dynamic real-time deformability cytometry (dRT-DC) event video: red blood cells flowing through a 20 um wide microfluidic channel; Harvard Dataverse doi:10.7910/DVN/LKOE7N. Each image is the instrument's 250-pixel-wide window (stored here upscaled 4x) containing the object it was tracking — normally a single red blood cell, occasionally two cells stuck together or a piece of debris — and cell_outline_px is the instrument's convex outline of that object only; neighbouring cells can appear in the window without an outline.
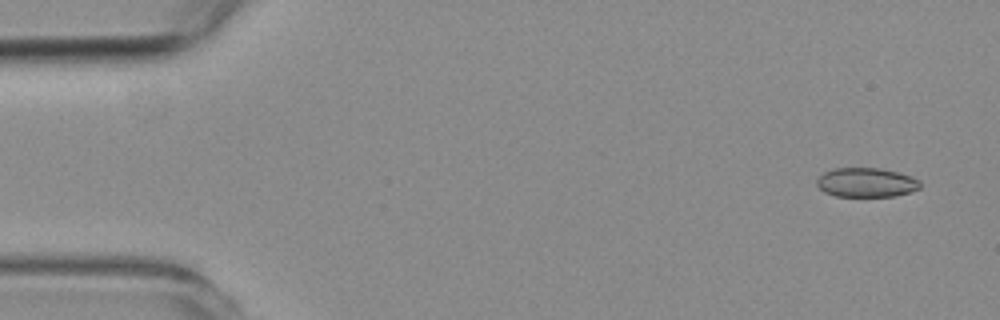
{"species": "common noctule bat (a hibernating species)", "species_latin": "Nyctalus noctula", "temperature_condition": "room temperature", "stored_images_in_passage": 55, "camera_frame_rate_fps": 3000, "um_per_image_px": 0.085, "animal": {"sex": "female", "body_mass_g": 19.3, "forearm_length_mm": 54.1}, "frame": {"image": 1, "passage_image": 1, "time_ms": 0.0, "image_size_px": [1000, 320], "cell_outline_px": [[920, 188], [896, 196], [836, 196], [824, 192], [816, 184], [816, 180], [824, 172], [836, 168], [880, 168], [896, 172], [920, 180]], "centroid_in_image_um": [73.61, 15.51], "position_along_channel_um": 11.4, "area_um2": 17.46}}
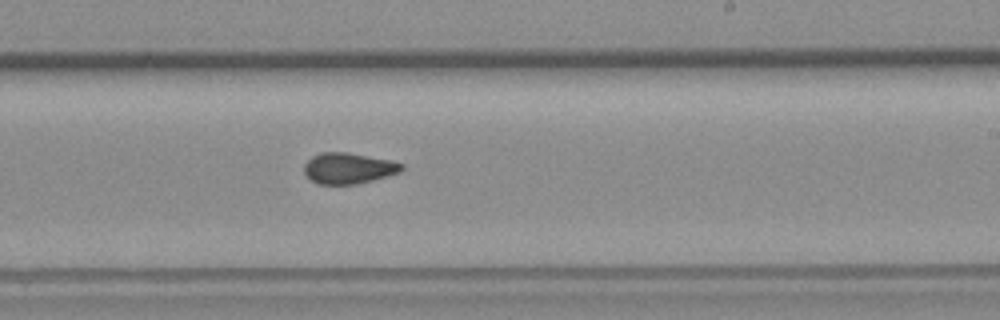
{"frame": {"image": 2, "passage_image": 32, "time_ms": 10.333, "image_size_px": [1000, 320], "cell_outline_px": [[404, 168], [400, 172], [388, 176], [356, 184], [316, 184], [304, 172], [304, 164], [312, 156], [320, 152], [348, 152], [392, 160], [404, 164]], "centroid_in_image_um": [29.64, 14.29], "position_along_channel_um": 259.4, "area_um2": 17.69}}
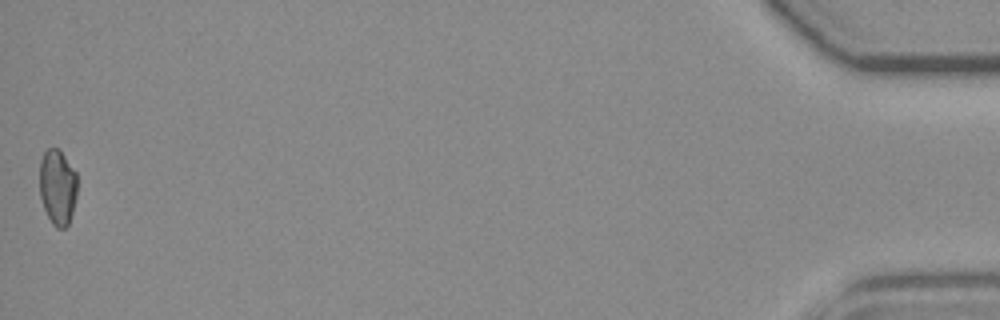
{"frame": {"image": 3, "passage_image": 55, "time_ms": 18.0, "image_size_px": [1000, 320], "cell_outline_px": [[76, 196], [72, 212], [68, 224], [64, 228], [56, 228], [52, 224], [44, 208], [40, 196], [40, 160], [44, 152], [48, 148], [56, 148], [64, 156], [76, 172]], "centroid_in_image_um": [4.88, 15.91], "position_along_channel_um": 430.3, "area_um2": 16.36}, "authors_computed_cell_mechanics": {"area_um2": 17.8024, "velocity_mm_per_s": 3.5936, "shape_relaxation_time_tau1_ms": null, "shape_relaxation_time_tau2_ms": 2.2258, "deformation_change_tau1": null, "deformation_change_tau2": 0.0596}}